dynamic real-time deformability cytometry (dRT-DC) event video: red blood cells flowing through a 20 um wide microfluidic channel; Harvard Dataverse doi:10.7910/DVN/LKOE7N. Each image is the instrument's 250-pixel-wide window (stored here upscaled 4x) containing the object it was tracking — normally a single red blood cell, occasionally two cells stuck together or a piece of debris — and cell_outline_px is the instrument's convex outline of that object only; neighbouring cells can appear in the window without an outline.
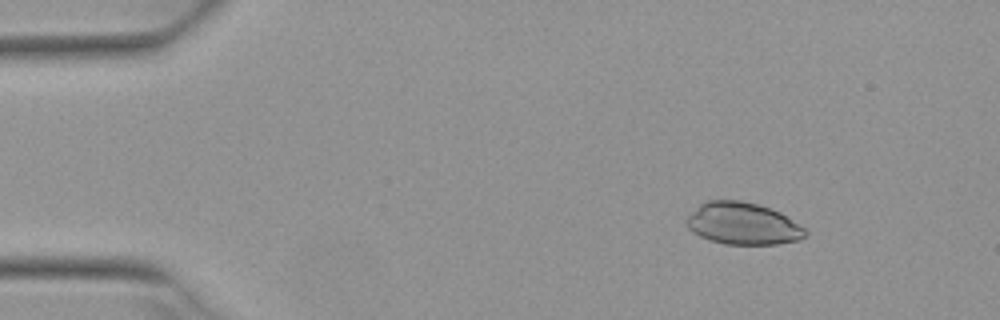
{"species": "Egyptian fruit bat (a non-hibernating species)", "species_latin": "Rousettus aegyptiacus", "temperature_condition": "warm", "stored_images_in_passage": 4, "camera_frame_rate_fps": 3000, "um_per_image_px": 0.085, "animal": {"sex": "female"}, "frame": {"image": 1, "passage_image": 2, "time_ms": 0.333, "image_size_px": [1000, 320], "cell_outline_px": [[808, 232], [800, 240], [776, 244], [724, 244], [700, 236], [692, 232], [688, 228], [684, 220], [700, 204], [708, 200], [740, 200], [756, 204], [780, 212], [804, 228]], "centroid_in_image_um": [63.12, 19.01], "position_along_channel_um": 21.9, "area_um2": 28.9}}